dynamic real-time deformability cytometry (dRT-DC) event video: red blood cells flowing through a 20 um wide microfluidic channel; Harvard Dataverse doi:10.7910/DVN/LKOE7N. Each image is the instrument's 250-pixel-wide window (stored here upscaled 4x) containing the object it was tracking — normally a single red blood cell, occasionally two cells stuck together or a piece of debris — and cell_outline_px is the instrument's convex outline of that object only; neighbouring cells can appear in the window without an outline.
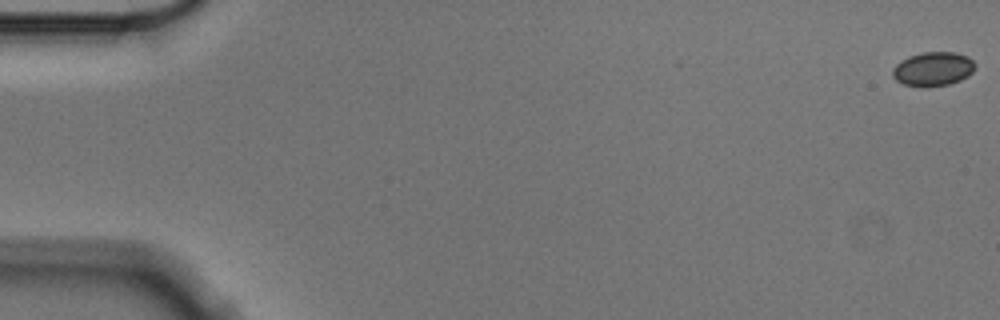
{"species": "Egyptian fruit bat (a non-hibernating species)", "species_latin": "Rousettus aegyptiacus", "temperature_condition": "cold", "stored_images_in_passage": 57, "camera_frame_rate_fps": 3000, "um_per_image_px": 0.085, "animal": {"sex": "male"}, "frame": {"image": 1, "passage_image": 1, "time_ms": 0.0, "image_size_px": [1000, 320], "cell_outline_px": [[976, 68], [968, 76], [960, 80], [948, 84], [928, 88], [920, 88], [904, 84], [896, 80], [892, 76], [892, 68], [900, 60], [908, 56], [924, 52], [956, 52], [968, 56], [976, 64]], "centroid_in_image_um": [79.3, 5.87], "position_along_channel_um": 5.7, "area_um2": 16.76}}
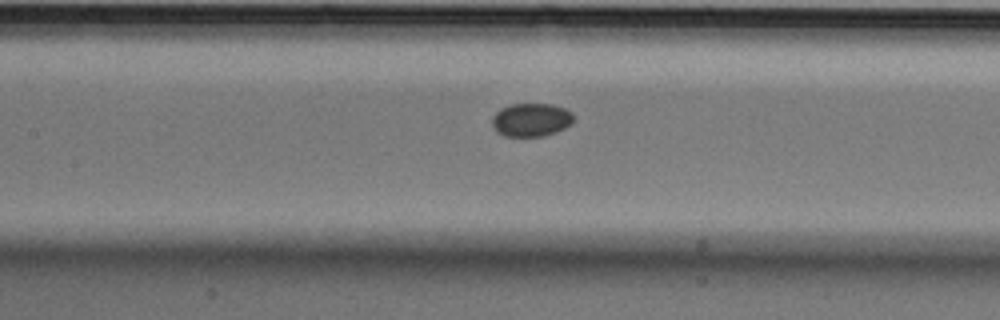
{"frame": {"image": 2, "passage_image": 27, "time_ms": 8.667, "image_size_px": [1000, 320], "cell_outline_px": [[572, 124], [556, 132], [544, 136], [504, 136], [496, 132], [492, 124], [492, 116], [500, 108], [512, 104], [552, 104], [564, 108], [572, 112]], "centroid_in_image_um": [45.13, 10.19], "position_along_channel_um": 162.3, "area_um2": 15.9}}
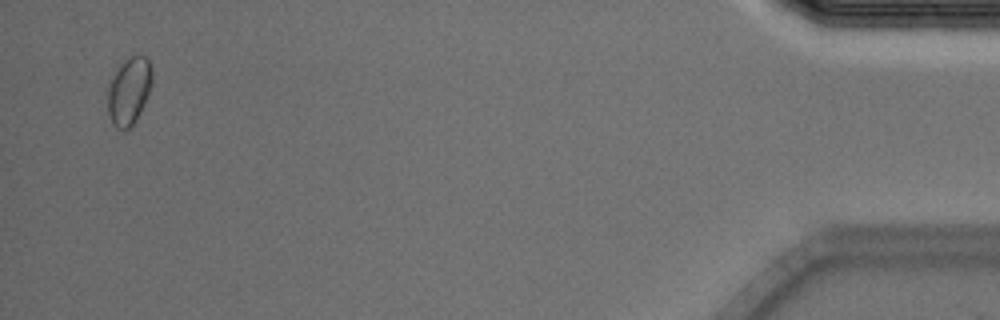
{"frame": {"image": 3, "passage_image": 56, "time_ms": 18.333, "image_size_px": [1000, 320], "cell_outline_px": [[152, 84], [140, 112], [136, 120], [128, 128], [116, 128], [112, 124], [108, 112], [104, 88], [116, 72], [132, 56], [148, 56], [152, 68]], "centroid_in_image_um": [10.93, 7.75], "position_along_channel_um": 424.3, "area_um2": 17.46}, "authors_computed_cell_mechanics": {"area_um2": 16.0684, "velocity_mm_per_s": 3.5506, "shape_relaxation_time_tau1_ms": null, "shape_relaxation_time_tau2_ms": 5.6029, "deformation_change_tau1": null, "deformation_change_tau2": 0.0275}}